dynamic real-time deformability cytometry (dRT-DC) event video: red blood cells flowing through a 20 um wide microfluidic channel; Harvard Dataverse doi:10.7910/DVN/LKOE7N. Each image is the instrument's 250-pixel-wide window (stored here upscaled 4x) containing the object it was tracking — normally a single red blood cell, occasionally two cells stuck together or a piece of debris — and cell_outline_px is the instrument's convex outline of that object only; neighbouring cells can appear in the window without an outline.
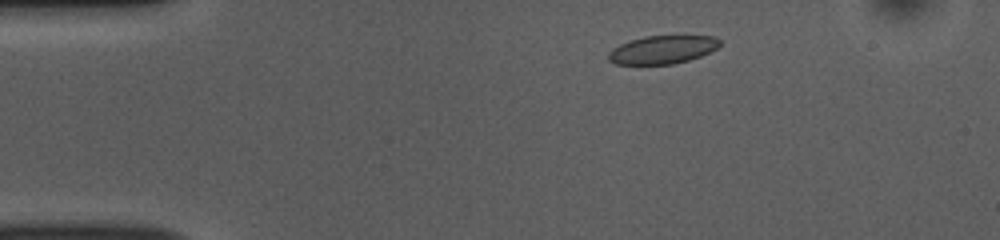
{"species": "common noctule bat (a hibernating species)", "species_latin": "Nyctalus noctula", "temperature_condition": "room temperature", "stored_images_in_passage": 48, "camera_frame_rate_fps": 3000, "um_per_image_px": 0.085, "animal": {"sex": "female", "body_mass_g": 10.0, "forearm_length_mm": 53.1}, "frame": {"image": 1, "passage_image": 5, "time_ms": 1.333, "image_size_px": [1000, 240], "cell_outline_px": [[720, 44], [716, 48], [700, 56], [688, 60], [672, 64], [616, 64], [608, 60], [608, 52], [612, 48], [620, 44], [644, 36], [716, 36], [720, 40]], "centroid_in_image_um": [56.29, 4.22], "position_along_channel_um": 28.7, "area_um2": 18.15}}
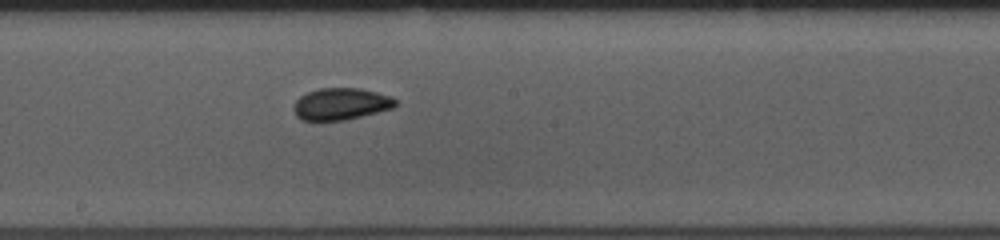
{"frame": {"image": 2, "passage_image": 24, "time_ms": 7.667, "image_size_px": [1000, 240], "cell_outline_px": [[400, 104], [392, 108], [344, 120], [320, 124], [300, 120], [296, 116], [292, 108], [296, 100], [300, 96], [308, 92], [320, 88], [360, 88], [392, 96]], "centroid_in_image_um": [28.92, 8.88], "position_along_channel_um": 219.3, "area_um2": 19.54}}
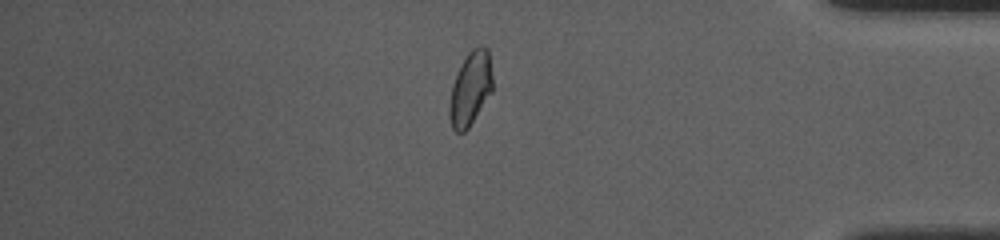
{"frame": {"image": 3, "passage_image": 40, "time_ms": 13.0, "image_size_px": [1000, 240], "cell_outline_px": [[492, 92], [468, 128], [464, 132], [456, 132], [452, 128], [448, 116], [448, 108], [452, 84], [456, 72], [468, 52], [472, 48], [480, 44], [488, 48], [492, 72]], "centroid_in_image_um": [39.97, 7.51], "position_along_channel_um": 395.2, "area_um2": 18.84}, "authors_computed_cell_mechanics": {"area_um2": 18.9006, "velocity_mm_per_s": 3.8631, "shape_relaxation_time_tau1_ms": 3.5335, "shape_relaxation_time_tau2_ms": 1.2615, "deformation_change_tau1": 0.095, "deformation_change_tau2": 0.0539}}